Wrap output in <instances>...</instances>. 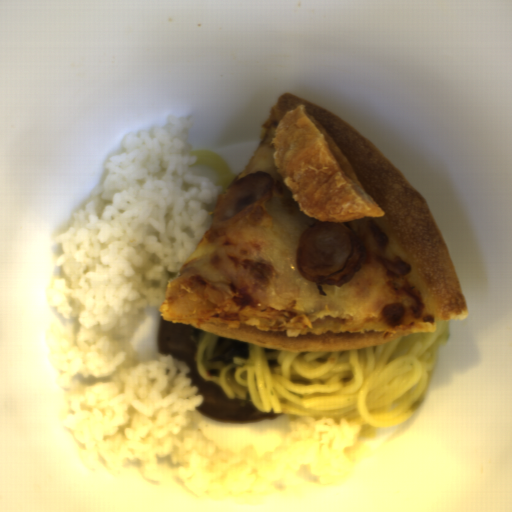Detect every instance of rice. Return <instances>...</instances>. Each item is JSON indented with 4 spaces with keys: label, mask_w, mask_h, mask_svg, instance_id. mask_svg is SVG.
<instances>
[{
    "label": "rice",
    "mask_w": 512,
    "mask_h": 512,
    "mask_svg": "<svg viewBox=\"0 0 512 512\" xmlns=\"http://www.w3.org/2000/svg\"><path fill=\"white\" fill-rule=\"evenodd\" d=\"M194 125V117L172 116L126 135L90 202L55 238L62 273L47 302L77 320L68 330L54 321L47 335L70 398L65 427L90 469L103 460L119 475L139 463L157 483V463L170 457L200 500L260 505L271 494L344 484L352 470L345 450L362 424L305 415L273 452L222 449L195 427L191 414L204 397L188 364L172 354L140 362L132 350L143 313L163 302L219 200L217 173L193 166Z\"/></svg>",
    "instance_id": "rice-1"
}]
</instances>
